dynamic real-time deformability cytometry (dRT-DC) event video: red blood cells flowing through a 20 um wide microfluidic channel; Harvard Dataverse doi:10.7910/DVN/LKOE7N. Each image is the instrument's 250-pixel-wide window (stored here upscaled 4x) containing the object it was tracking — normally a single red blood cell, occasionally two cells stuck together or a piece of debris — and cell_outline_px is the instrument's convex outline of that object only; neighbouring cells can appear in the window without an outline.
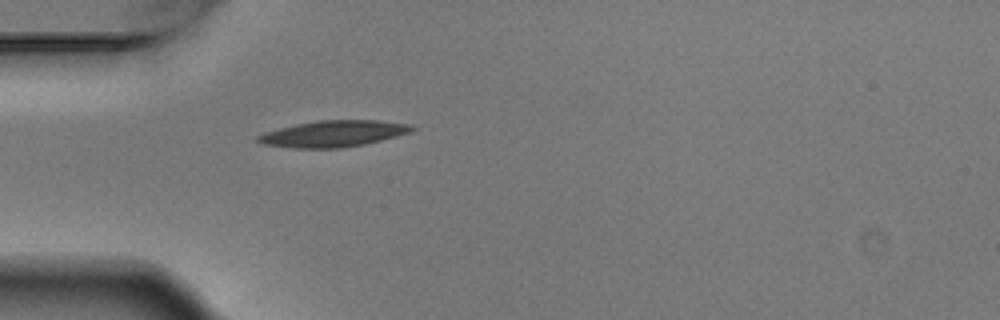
{"species": "Egyptian fruit bat (a non-hibernating species)", "species_latin": "Rousettus aegyptiacus", "temperature_condition": "warm", "stored_images_in_passage": 4, "camera_frame_rate_fps": 3000, "um_per_image_px": 0.085, "animal": {"sex": "male"}, "frame": {"image": 1, "passage_image": 4, "time_ms": 1.0, "image_size_px": [1000, 320], "cell_outline_px": [[416, 128], [408, 132], [396, 136], [364, 144], [340, 148], [292, 148], [260, 144], [256, 140], [256, 136], [264, 132], [296, 124], [320, 120], [376, 120], [412, 124]], "centroid_in_image_um": [28.29, 11.36], "position_along_channel_um": 56.7, "area_um2": 23.58}}